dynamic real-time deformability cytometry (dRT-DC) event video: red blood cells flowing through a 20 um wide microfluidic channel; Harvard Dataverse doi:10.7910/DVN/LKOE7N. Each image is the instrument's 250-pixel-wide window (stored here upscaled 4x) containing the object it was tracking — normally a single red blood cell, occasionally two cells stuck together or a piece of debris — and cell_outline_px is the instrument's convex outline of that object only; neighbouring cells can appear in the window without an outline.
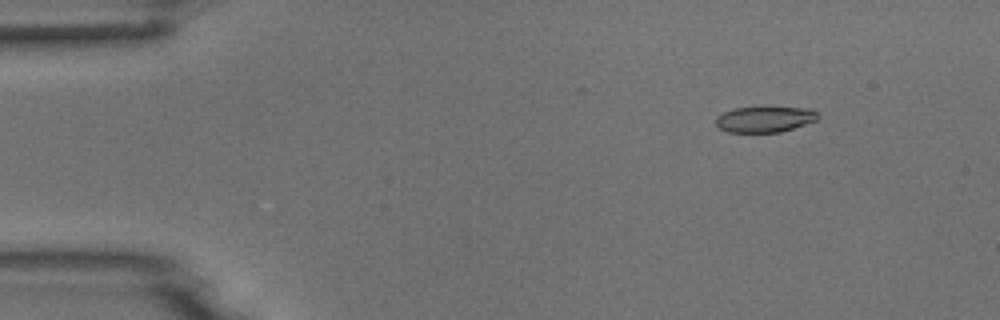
{"species": "common noctule bat (a hibernating species)", "species_latin": "Nyctalus noctula", "temperature_condition": "room temperature", "stored_images_in_passage": 54, "camera_frame_rate_fps": 3000, "um_per_image_px": 0.085, "animal": {"sex": "male", "body_mass_g": 18.8}, "frame": {"image": 1, "passage_image": 7, "time_ms": 2.0, "image_size_px": [1000, 320], "cell_outline_px": [[820, 116], [816, 120], [780, 132], [728, 132], [716, 128], [716, 116], [732, 108], [812, 108]], "centroid_in_image_um": [64.96, 10.14], "position_along_channel_um": 20.0, "area_um2": 15.2}}
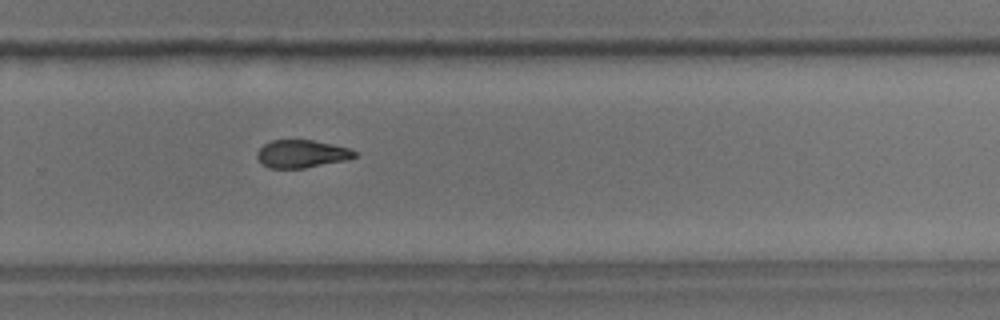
{"frame": {"image": 2, "passage_image": 36, "time_ms": 11.667, "image_size_px": [1000, 320], "cell_outline_px": [[356, 156], [348, 160], [304, 168], [268, 168], [260, 164], [256, 156], [256, 152], [264, 144], [272, 140], [312, 140], [332, 144], [348, 148], [356, 152]], "centroid_in_image_um": [25.61, 13.08], "position_along_channel_um": 304.2, "area_um2": 15.9}}
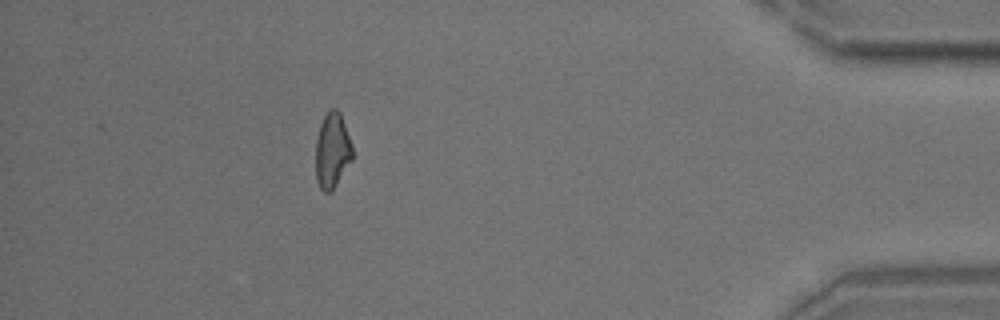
{"frame": {"image": 3, "passage_image": 48, "time_ms": 15.667, "image_size_px": [1000, 320], "cell_outline_px": [[352, 160], [332, 192], [324, 192], [320, 188], [316, 180], [316, 140], [320, 124], [328, 108], [336, 108], [340, 112], [352, 144]], "centroid_in_image_um": [28.24, 12.79], "position_along_channel_um": 407.0, "area_um2": 16.3}}